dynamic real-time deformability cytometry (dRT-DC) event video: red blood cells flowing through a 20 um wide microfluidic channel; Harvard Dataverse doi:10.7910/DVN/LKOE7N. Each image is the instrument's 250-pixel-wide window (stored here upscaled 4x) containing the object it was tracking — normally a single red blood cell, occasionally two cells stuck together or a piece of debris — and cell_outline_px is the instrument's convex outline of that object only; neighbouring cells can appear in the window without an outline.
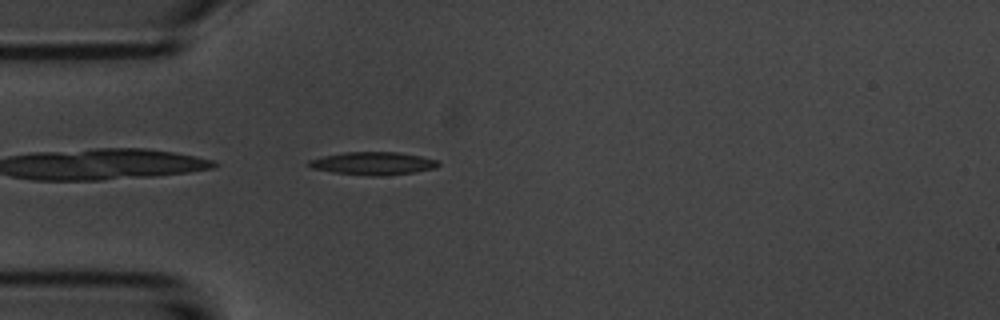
{"species": "common noctule bat (a hibernating species)", "species_latin": "Nyctalus noctula", "temperature_condition": "room temperature", "stored_images_in_passage": 5, "camera_frame_rate_fps": 3000, "um_per_image_px": 0.085, "animal": {"sex": "male", "body_mass_g": 20.1, "forearm_length_mm": 53.5}, "frame": {"image": 1, "passage_image": 5, "time_ms": 4.667, "image_size_px": [1000, 320], "cell_outline_px": [[440, 164], [436, 168], [416, 172], [380, 176], [368, 176], [332, 172], [312, 168], [308, 164], [308, 160], [324, 156], [344, 152], [396, 152], [420, 156], [436, 160]], "centroid_in_image_um": [31.71, 13.89], "position_along_channel_um": 53.3, "area_um2": 17.22}}